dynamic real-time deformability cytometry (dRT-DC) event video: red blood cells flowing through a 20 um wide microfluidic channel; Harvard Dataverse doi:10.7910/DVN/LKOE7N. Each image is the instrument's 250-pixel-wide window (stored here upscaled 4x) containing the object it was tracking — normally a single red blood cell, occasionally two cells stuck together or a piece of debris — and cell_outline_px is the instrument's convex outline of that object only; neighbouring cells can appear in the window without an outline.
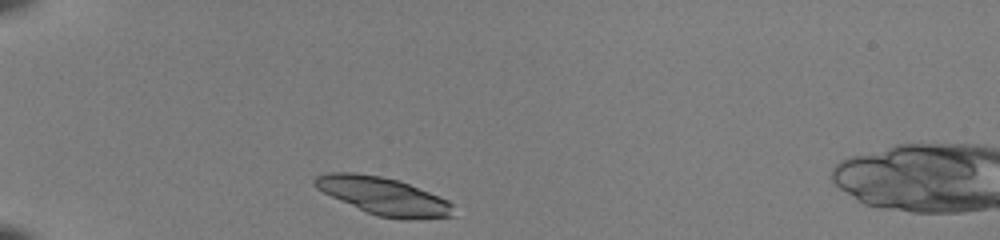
{"species": "common noctule bat (a hibernating species)", "species_latin": "Nyctalus noctula", "temperature_condition": "room temperature", "stored_images_in_passage": 37, "camera_frame_rate_fps": 3000, "um_per_image_px": 0.085, "animal": {"sex": "female", "body_mass_g": 22.0, "forearm_length_mm": 56.7}, "frame": {"image": 1, "passage_image": 1, "time_ms": 0.0, "image_size_px": [1000, 240], "cell_outline_px": [[452, 216], [404, 220], [400, 220], [376, 216], [340, 200], [316, 188], [312, 184], [312, 180], [316, 176], [324, 172], [356, 172], [380, 176], [400, 180], [448, 200], [452, 204]], "centroid_in_image_um": [32.55, 16.65], "position_along_channel_um": 52.4, "area_um2": 30.29}}